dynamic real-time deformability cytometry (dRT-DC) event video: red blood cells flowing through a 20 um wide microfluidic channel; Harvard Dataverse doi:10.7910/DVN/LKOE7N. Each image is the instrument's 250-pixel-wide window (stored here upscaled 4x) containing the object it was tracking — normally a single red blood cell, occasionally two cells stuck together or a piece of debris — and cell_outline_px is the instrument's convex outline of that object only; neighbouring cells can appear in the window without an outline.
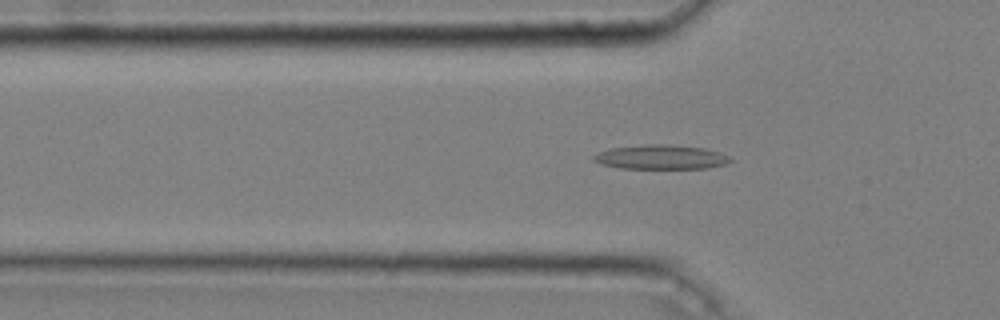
{"species": "common noctule bat (a hibernating species)", "species_latin": "Nyctalus noctula", "temperature_condition": "cold", "stored_images_in_passage": 52, "camera_frame_rate_fps": 3000, "um_per_image_px": 0.085, "animal": {"sex": "male", "body_mass_g": 20.4}, "frame": {"image": 1, "passage_image": 17, "time_ms": 5.333, "image_size_px": [1000, 320], "cell_outline_px": [[732, 160], [728, 164], [708, 168], [620, 168], [600, 164], [592, 160], [592, 156], [600, 152], [612, 148], [652, 144], [668, 144], [704, 148], [720, 152], [728, 156]], "centroid_in_image_um": [56.2, 13.36], "position_along_channel_um": 69.6, "area_um2": 19.31}}
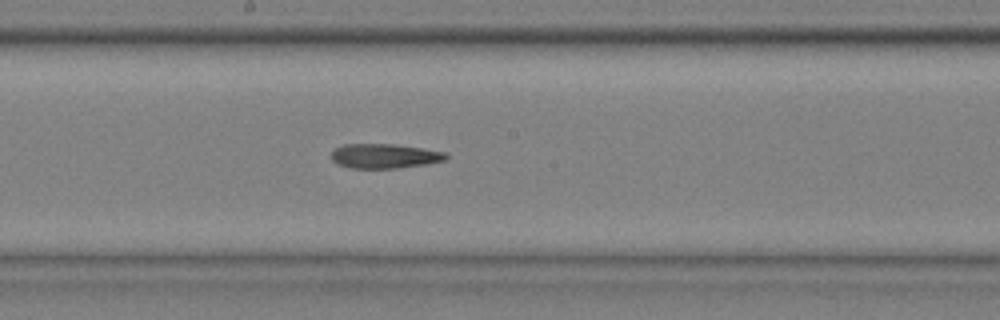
{"frame": {"image": 2, "passage_image": 29, "time_ms": 9.333, "image_size_px": [1000, 320], "cell_outline_px": [[448, 160], [428, 164], [396, 168], [352, 168], [336, 164], [332, 160], [332, 152], [336, 148], [344, 144], [396, 144], [424, 148], [448, 152]], "centroid_in_image_um": [32.75, 13.26], "position_along_channel_um": 215.4, "area_um2": 16.65}}
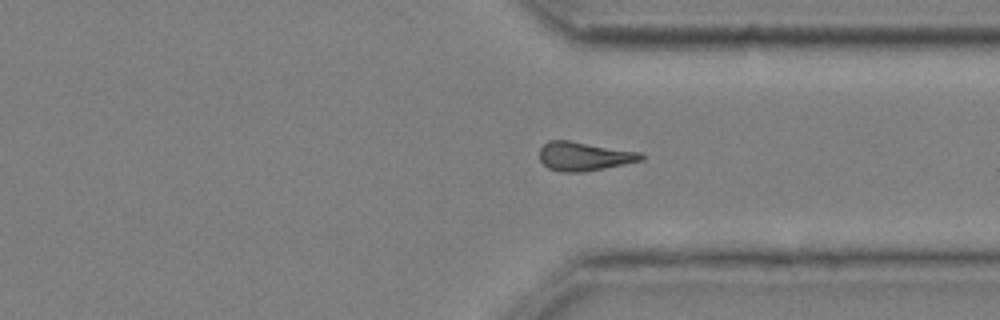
{"frame": {"image": 3, "passage_image": 41, "time_ms": 13.333, "image_size_px": [1000, 320], "cell_outline_px": [[644, 160], [584, 172], [560, 172], [548, 168], [540, 160], [540, 148], [548, 140], [572, 140], [640, 152], [644, 156]], "centroid_in_image_um": [49.64, 13.27], "position_along_channel_um": 361.8, "area_um2": 17.22}}